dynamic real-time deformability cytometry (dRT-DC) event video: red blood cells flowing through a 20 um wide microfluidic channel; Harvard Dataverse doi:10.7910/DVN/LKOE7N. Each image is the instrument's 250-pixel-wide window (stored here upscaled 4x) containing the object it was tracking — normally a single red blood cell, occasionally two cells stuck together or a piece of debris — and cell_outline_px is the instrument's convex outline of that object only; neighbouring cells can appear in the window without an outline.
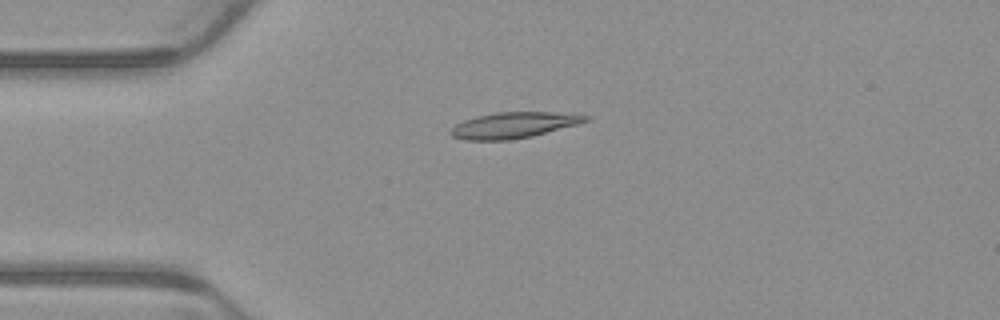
{"species": "common noctule bat (a hibernating species)", "species_latin": "Nyctalus noctula", "temperature_condition": "warm", "stored_images_in_passage": 3, "camera_frame_rate_fps": 3000, "um_per_image_px": 0.085, "animal": {"sex": "male", "body_mass_g": 23.1, "forearm_length_mm": 52.7}, "frame": {"image": 1, "passage_image": 1, "time_ms": 0.0, "image_size_px": [1000, 320], "cell_outline_px": [[592, 116], [588, 120], [580, 124], [532, 136], [508, 140], [464, 140], [452, 136], [448, 132], [456, 124], [464, 120], [476, 116], [496, 112], [552, 112]], "centroid_in_image_um": [43.66, 10.64], "position_along_channel_um": 41.3, "area_um2": 20.4}}